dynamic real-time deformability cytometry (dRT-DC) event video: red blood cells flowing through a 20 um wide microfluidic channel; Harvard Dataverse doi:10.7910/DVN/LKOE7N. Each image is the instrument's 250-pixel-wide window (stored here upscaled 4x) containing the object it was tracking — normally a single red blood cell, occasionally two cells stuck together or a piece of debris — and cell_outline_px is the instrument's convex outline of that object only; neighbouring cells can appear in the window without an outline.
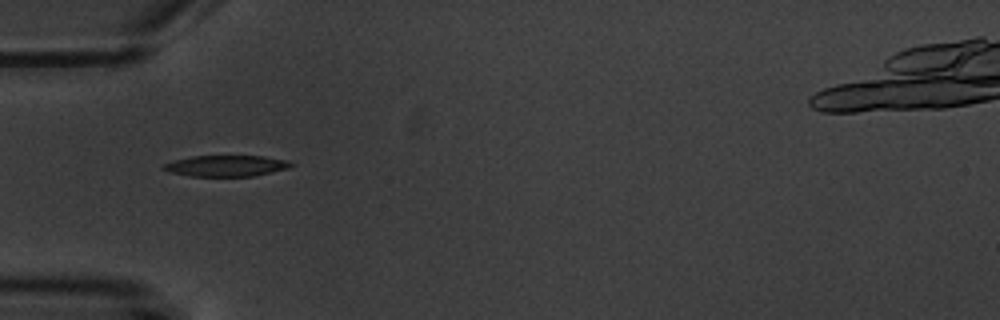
{"species": "common noctule bat (a hibernating species)", "species_latin": "Nyctalus noctula", "temperature_condition": "warm", "stored_images_in_passage": 7, "camera_frame_rate_fps": 3000, "um_per_image_px": 0.085, "animal": {"sex": "male", "body_mass_g": 20.1, "forearm_length_mm": 53.5}, "frame": {"image": 1, "passage_image": 1, "time_ms": 0.0, "image_size_px": [1000, 320], "cell_outline_px": [[296, 164], [288, 168], [272, 172], [252, 176], [188, 176], [172, 172], [160, 168], [164, 164], [176, 160], [192, 156], [264, 156], [288, 160]], "centroid_in_image_um": [19.27, 14.09], "position_along_channel_um": 65.7, "area_um2": 15.61}}
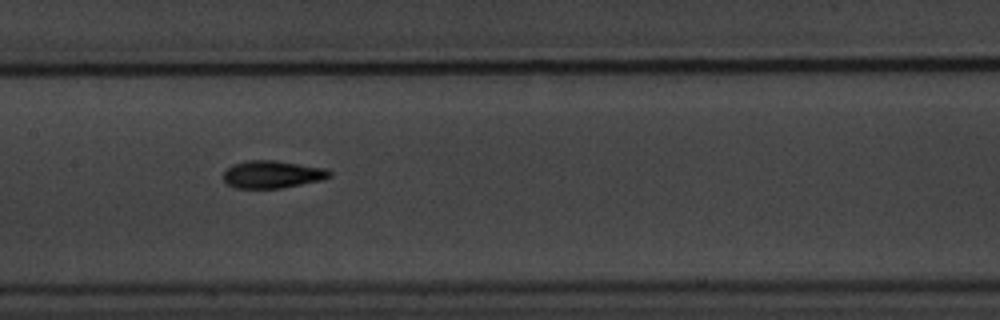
{"frame": {"image": 2, "passage_image": 4, "time_ms": 3.333, "image_size_px": [1000, 320], "cell_outline_px": [[332, 176], [324, 180], [280, 188], [236, 188], [228, 184], [224, 180], [224, 172], [232, 164], [244, 160], [276, 160], [328, 168], [332, 172]], "centroid_in_image_um": [23.2, 14.81], "position_along_channel_um": 184.2, "area_um2": 17.28}}